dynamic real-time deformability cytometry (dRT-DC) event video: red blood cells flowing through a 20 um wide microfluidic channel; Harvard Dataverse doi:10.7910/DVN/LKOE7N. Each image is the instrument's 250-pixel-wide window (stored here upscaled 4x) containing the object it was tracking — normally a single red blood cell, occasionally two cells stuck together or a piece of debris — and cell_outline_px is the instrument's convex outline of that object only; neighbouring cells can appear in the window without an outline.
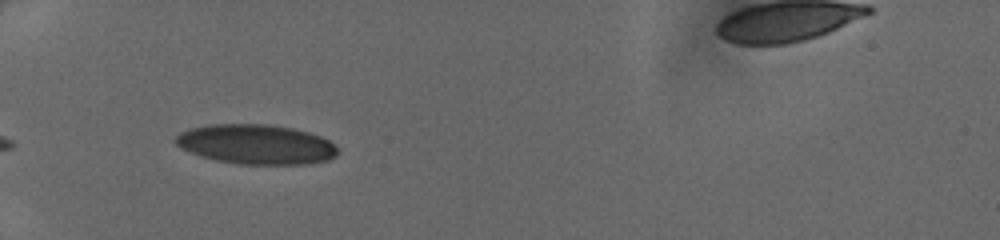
{"species": "human", "species_latin": "Homo sapiens", "temperature_condition": "cold", "stored_images_in_passage": 22, "camera_frame_rate_fps": 3000, "um_per_image_px": 0.085, "donor": {"sex": "female"}, "frame": {"image": 1, "passage_image": 1, "time_ms": 0.0, "image_size_px": [1000, 240], "cell_outline_px": [[336, 156], [328, 160], [308, 164], [240, 164], [216, 160], [200, 156], [180, 148], [172, 140], [180, 132], [192, 128], [212, 124], [268, 124], [292, 128], [308, 132], [320, 136], [328, 140], [336, 148]], "centroid_in_image_um": [21.73, 12.27], "position_along_channel_um": 63.3, "area_um2": 37.45}}
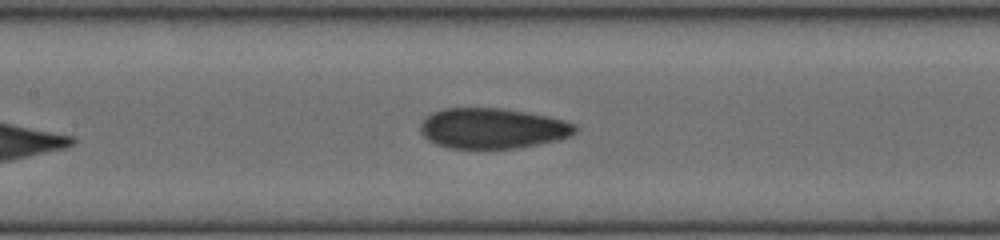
{"frame": {"image": 2, "passage_image": 9, "time_ms": 2.667, "image_size_px": [1000, 240], "cell_outline_px": [[576, 132], [572, 136], [560, 140], [520, 148], [448, 148], [436, 144], [428, 140], [420, 132], [420, 124], [432, 112], [444, 108], [500, 108], [548, 116], [564, 120], [576, 124]], "centroid_in_image_um": [41.89, 10.92], "position_along_channel_um": 165.5, "area_um2": 36.65}}
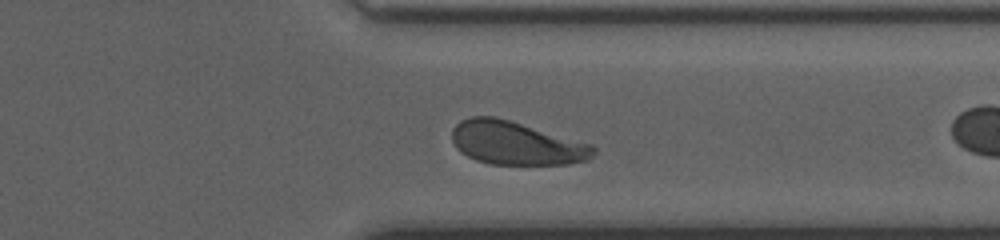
{"frame": {"image": 3, "passage_image": 20, "time_ms": 6.333, "image_size_px": [1000, 240], "cell_outline_px": [[596, 152], [588, 160], [568, 164], [492, 164], [476, 160], [460, 152], [456, 148], [452, 140], [452, 128], [460, 120], [468, 116], [496, 116], [592, 144], [596, 148]], "centroid_in_image_um": [43.85, 12.16], "position_along_channel_um": 367.5, "area_um2": 35.89}}